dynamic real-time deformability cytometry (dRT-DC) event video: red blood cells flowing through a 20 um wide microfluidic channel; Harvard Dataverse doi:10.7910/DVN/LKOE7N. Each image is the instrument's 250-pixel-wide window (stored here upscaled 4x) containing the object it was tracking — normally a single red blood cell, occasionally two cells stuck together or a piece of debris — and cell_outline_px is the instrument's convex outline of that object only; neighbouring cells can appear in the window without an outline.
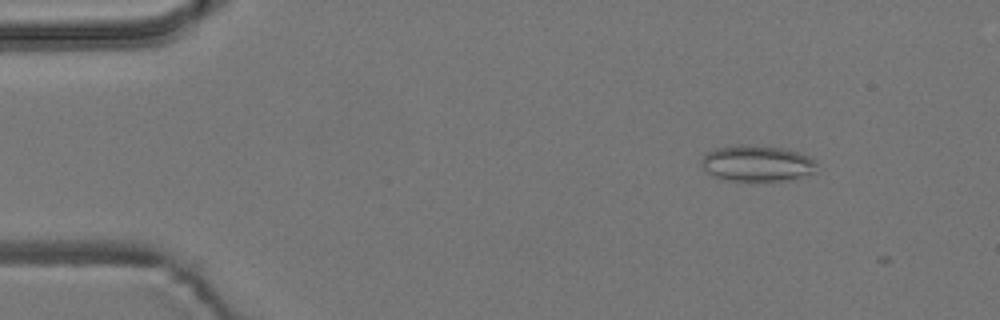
{"species": "common noctule bat (a hibernating species)", "species_latin": "Nyctalus noctula", "temperature_condition": "room temperature", "stored_images_in_passage": 3, "camera_frame_rate_fps": 3000, "um_per_image_px": 0.085, "animal": {"sex": "male", "body_mass_g": 19.2, "forearm_length_mm": 51.8}, "frame": {"image": 1, "passage_image": 2, "time_ms": 1.333, "image_size_px": [1000, 320], "cell_outline_px": [[816, 172], [788, 180], [728, 180], [712, 176], [700, 164], [700, 160], [708, 152], [716, 148], [732, 144], [744, 144], [780, 148], [796, 152], [808, 156], [816, 160]], "centroid_in_image_um": [64.32, 13.87], "position_along_channel_um": 20.7, "area_um2": 24.1}}